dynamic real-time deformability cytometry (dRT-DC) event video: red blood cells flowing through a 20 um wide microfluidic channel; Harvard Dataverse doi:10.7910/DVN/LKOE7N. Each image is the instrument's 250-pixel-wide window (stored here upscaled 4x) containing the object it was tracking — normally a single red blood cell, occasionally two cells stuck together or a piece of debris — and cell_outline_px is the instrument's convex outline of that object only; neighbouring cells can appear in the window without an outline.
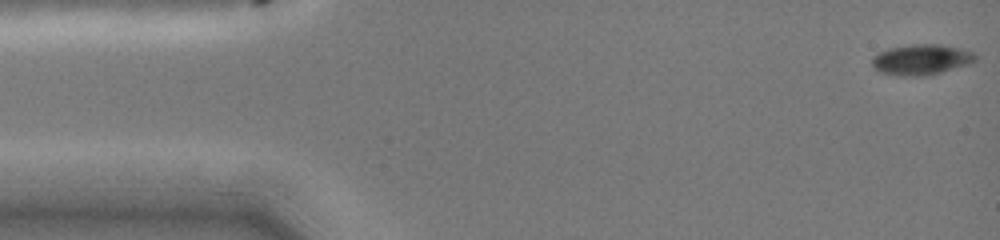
{"species": "common noctule bat (a hibernating species)", "species_latin": "Nyctalus noctula", "temperature_condition": "cold", "stored_images_in_passage": 53, "camera_frame_rate_fps": 3000, "um_per_image_px": 0.085, "animal": {"sex": "female", "body_mass_g": 19.0, "forearm_length_mm": 51.5}, "frame": {"image": 1, "passage_image": 1, "time_ms": 0.0, "image_size_px": [1000, 240], "cell_outline_px": [[976, 60], [968, 64], [928, 76], [896, 76], [880, 72], [872, 64], [872, 56], [888, 48], [908, 44], [940, 44], [960, 48], [972, 52], [976, 56]], "centroid_in_image_um": [78.29, 5.06], "position_along_channel_um": 6.7, "area_um2": 18.5}}
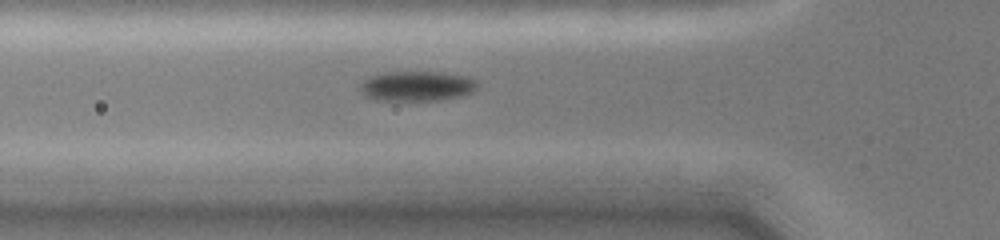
{"frame": {"image": 2, "passage_image": 23, "time_ms": 5.0, "image_size_px": [1000, 240], "cell_outline_px": [[476, 88], [472, 92], [464, 96], [440, 100], [376, 100], [364, 96], [360, 92], [360, 84], [364, 80], [372, 76], [384, 72], [440, 72], [464, 76], [476, 80]], "centroid_in_image_um": [35.41, 7.33], "position_along_channel_um": 90.4, "area_um2": 20.46}}
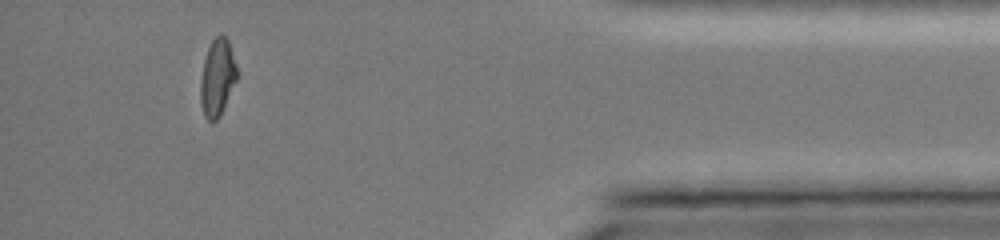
{"frame": {"image": 3, "passage_image": 45, "time_ms": 14.0, "image_size_px": [1000, 240], "cell_outline_px": [[236, 80], [220, 116], [212, 124], [204, 116], [200, 104], [200, 80], [204, 60], [208, 48], [212, 40], [216, 36], [224, 36], [228, 40], [236, 64]], "centroid_in_image_um": [18.45, 6.64], "position_along_channel_um": 416.8, "area_um2": 16.24}, "authors_computed_cell_mechanics": {"area_um2": 18.6694, "velocity_mm_per_s": 4.032, "shape_relaxation_time_tau1_ms": null, "shape_relaxation_time_tau2_ms": 4.499, "deformation_change_tau1": null, "deformation_change_tau2": 0.0676}}